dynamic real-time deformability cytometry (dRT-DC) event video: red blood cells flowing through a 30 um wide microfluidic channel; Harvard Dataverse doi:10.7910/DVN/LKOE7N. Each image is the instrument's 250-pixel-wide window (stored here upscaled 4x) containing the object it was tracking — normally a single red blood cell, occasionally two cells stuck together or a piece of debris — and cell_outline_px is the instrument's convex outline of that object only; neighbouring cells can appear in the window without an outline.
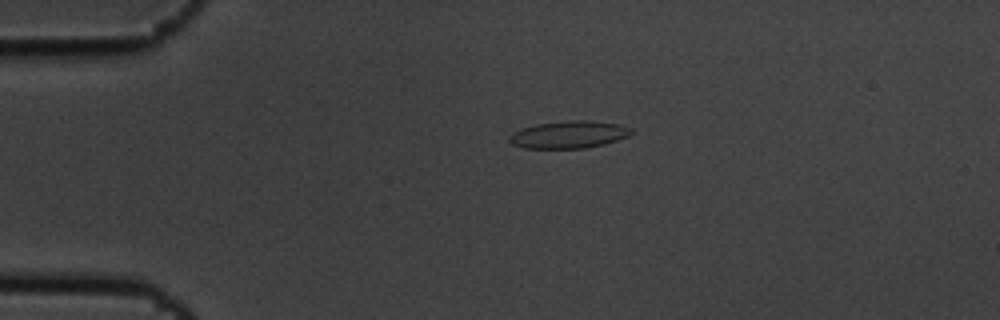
{"species": "common noctule bat (a hibernating species)", "species_latin": "Nyctalus noctula", "temperature_condition": "cold", "stored_images_in_passage": 4, "camera_frame_rate_fps": 3000, "um_per_image_px": 0.085, "animal": {"sex": "male", "body_mass_g": 19.5, "forearm_length_mm": 54.6}, "frame": {"image": 1, "passage_image": 3, "time_ms": 0.667, "image_size_px": [1000, 320], "cell_outline_px": [[636, 132], [628, 136], [604, 144], [584, 148], [524, 148], [512, 144], [508, 140], [508, 136], [512, 132], [520, 128], [536, 124], [572, 120], [588, 120], [620, 124], [632, 128]], "centroid_in_image_um": [48.35, 11.43], "position_along_channel_um": 36.6, "area_um2": 19.59}}